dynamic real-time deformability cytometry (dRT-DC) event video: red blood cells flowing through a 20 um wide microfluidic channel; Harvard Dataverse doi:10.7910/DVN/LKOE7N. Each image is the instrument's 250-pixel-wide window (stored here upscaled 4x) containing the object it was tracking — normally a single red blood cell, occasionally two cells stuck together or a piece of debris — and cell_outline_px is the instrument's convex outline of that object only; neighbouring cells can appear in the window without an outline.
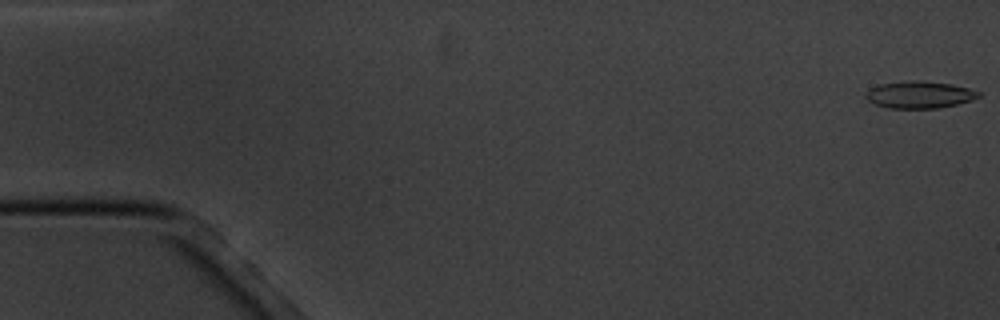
{"species": "common noctule bat (a hibernating species)", "species_latin": "Nyctalus noctula", "temperature_condition": "cold", "stored_images_in_passage": 13, "camera_frame_rate_fps": 3000, "um_per_image_px": 0.085, "animal": {"sex": "male", "body_mass_g": 20.1, "forearm_length_mm": 53.5}, "frame": {"image": 1, "passage_image": 1, "time_ms": 0.0, "image_size_px": [1000, 320], "cell_outline_px": [[980, 96], [972, 100], [940, 108], [888, 108], [876, 104], [868, 100], [864, 96], [868, 88], [880, 84], [916, 80], [952, 84], [968, 88], [980, 92]], "centroid_in_image_um": [78.14, 8.05], "position_along_channel_um": 6.9, "area_um2": 17.69}}
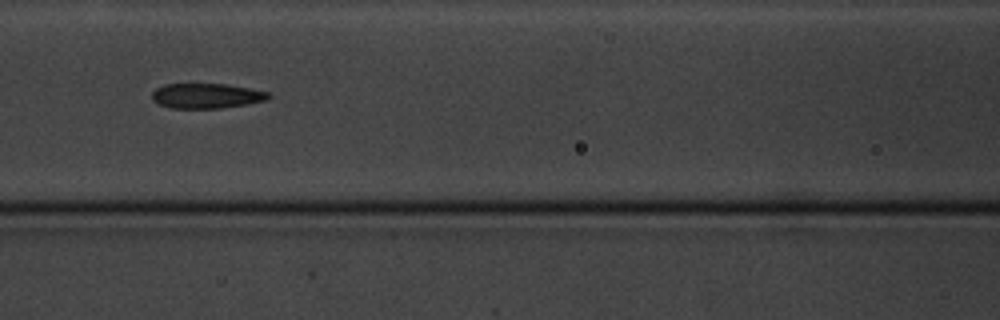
{"frame": {"image": 2, "passage_image": 8, "time_ms": 8.0, "image_size_px": [1000, 320], "cell_outline_px": [[272, 96], [268, 100], [220, 108], [168, 108], [152, 100], [152, 92], [156, 88], [164, 84], [224, 84], [248, 88], [268, 92]], "centroid_in_image_um": [17.53, 8.14], "position_along_channel_um": 149.1, "area_um2": 16.88}}
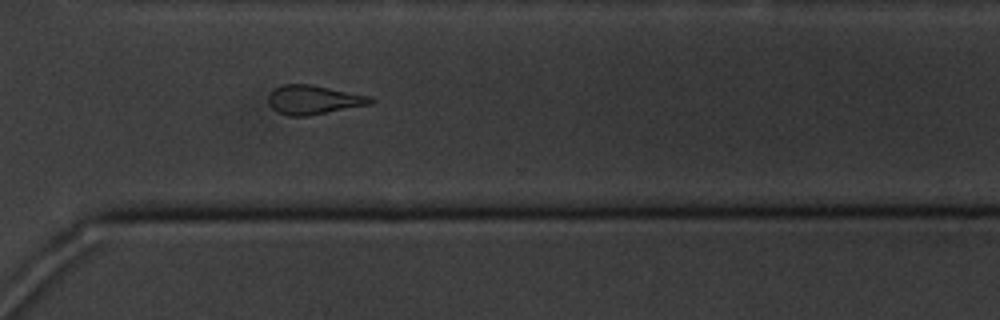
{"frame": {"image": 3, "passage_image": 13, "time_ms": 13.667, "image_size_px": [1000, 320], "cell_outline_px": [[376, 100], [372, 104], [308, 116], [288, 116], [276, 112], [268, 104], [268, 96], [276, 88], [284, 84], [308, 84], [372, 96]], "centroid_in_image_um": [26.68, 8.5], "position_along_channel_um": 343.9, "area_um2": 17.4}}